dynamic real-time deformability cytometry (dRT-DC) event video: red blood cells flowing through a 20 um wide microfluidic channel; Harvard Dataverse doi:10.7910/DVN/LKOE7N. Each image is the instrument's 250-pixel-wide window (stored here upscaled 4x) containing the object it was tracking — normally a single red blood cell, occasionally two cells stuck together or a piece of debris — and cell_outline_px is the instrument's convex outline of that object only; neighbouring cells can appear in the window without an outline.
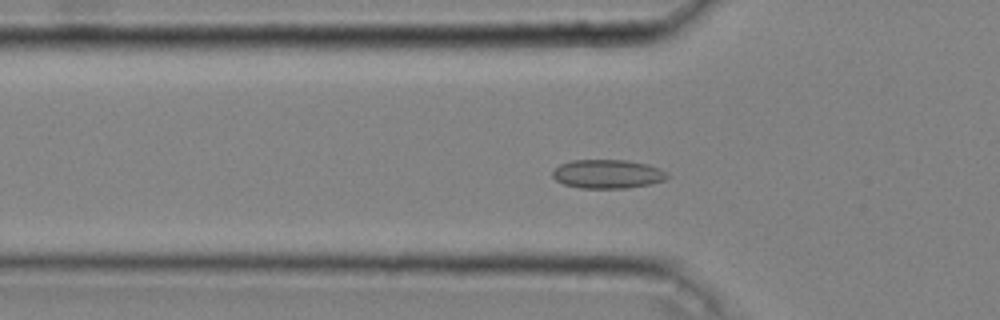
{"species": "common noctule bat (a hibernating species)", "species_latin": "Nyctalus noctula", "temperature_condition": "cold", "stored_images_in_passage": 47, "camera_frame_rate_fps": 3000, "um_per_image_px": 0.085, "animal": {"sex": "male", "body_mass_g": 20.4}, "frame": {"image": 1, "passage_image": 16, "time_ms": 5.0, "image_size_px": [1000, 320], "cell_outline_px": [[668, 176], [664, 180], [652, 184], [624, 188], [580, 188], [564, 184], [556, 180], [552, 176], [552, 172], [560, 164], [572, 160], [628, 160], [648, 164], [660, 168]], "centroid_in_image_um": [51.64, 14.78], "position_along_channel_um": 74.2, "area_um2": 19.25}}
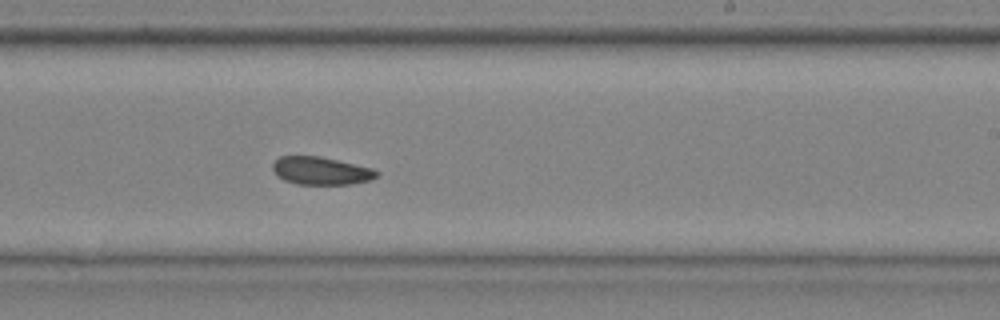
{"frame": {"image": 2, "passage_image": 30, "time_ms": 9.667, "image_size_px": [1000, 320], "cell_outline_px": [[380, 176], [372, 180], [352, 184], [296, 184], [284, 180], [276, 176], [272, 168], [272, 164], [280, 156], [320, 156], [372, 168], [380, 172]], "centroid_in_image_um": [27.3, 14.52], "position_along_channel_um": 261.7, "area_um2": 17.05}}
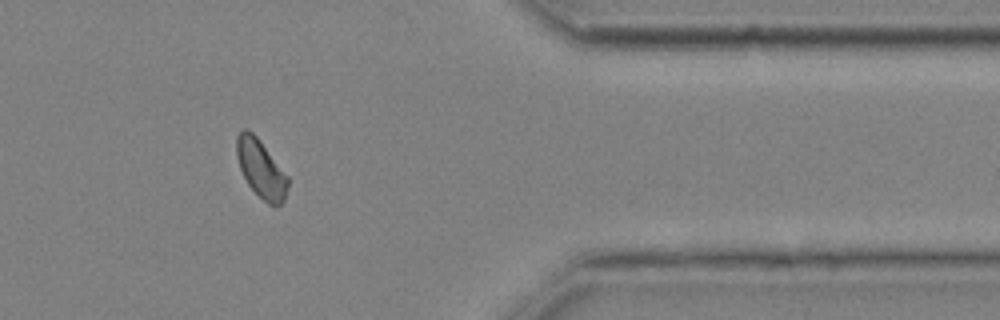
{"frame": {"image": 3, "passage_image": 41, "time_ms": 13.333, "image_size_px": [1000, 320], "cell_outline_px": [[288, 188], [284, 200], [280, 204], [268, 204], [248, 184], [240, 168], [236, 156], [236, 136], [244, 128], [248, 128], [256, 136], [288, 176]], "centroid_in_image_um": [22.17, 14.31], "position_along_channel_um": 389.2, "area_um2": 16.99}, "authors_computed_cell_mechanics": {"area_um2": 17.5712, "velocity_mm_per_s": 4.0224, "shape_relaxation_time_tau1_ms": null, "shape_relaxation_time_tau2_ms": 1.7111, "deformation_change_tau1": null, "deformation_change_tau2": 0.0545}}